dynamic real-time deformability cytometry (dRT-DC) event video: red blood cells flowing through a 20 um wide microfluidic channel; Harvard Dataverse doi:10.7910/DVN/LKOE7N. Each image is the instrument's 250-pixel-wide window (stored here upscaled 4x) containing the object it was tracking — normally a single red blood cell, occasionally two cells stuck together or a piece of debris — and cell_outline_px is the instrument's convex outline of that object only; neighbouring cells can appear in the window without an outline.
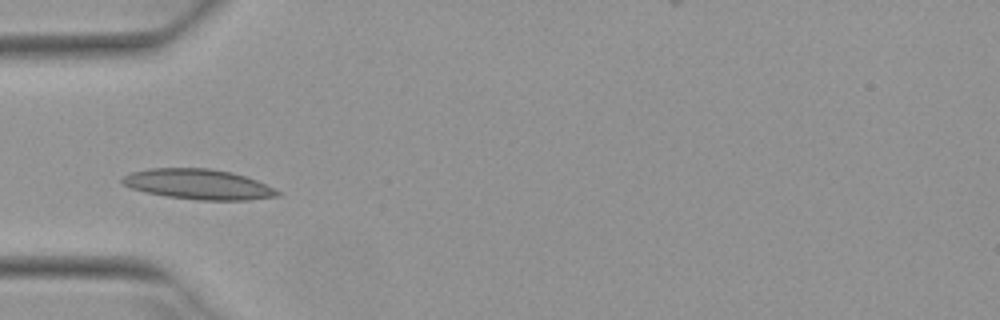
{"species": "Egyptian fruit bat (a non-hibernating species)", "species_latin": "Rousettus aegyptiacus", "temperature_condition": "warm", "stored_images_in_passage": 5, "camera_frame_rate_fps": 3000, "um_per_image_px": 0.085, "animal": {"sex": "female"}, "frame": {"image": 1, "passage_image": 3, "time_ms": 0.667, "image_size_px": [1000, 320], "cell_outline_px": [[280, 196], [248, 200], [196, 200], [168, 196], [144, 192], [132, 188], [124, 184], [120, 180], [124, 176], [132, 172], [148, 168], [208, 168], [232, 172], [256, 180], [280, 192]], "centroid_in_image_um": [16.85, 15.66], "position_along_channel_um": 68.2, "area_um2": 27.17}}
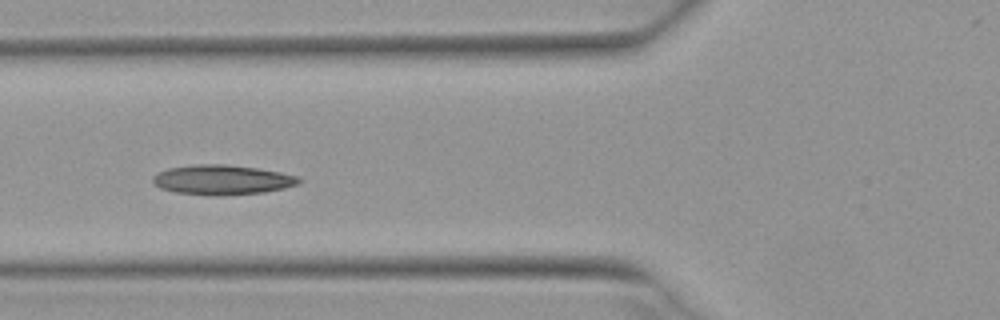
{"frame": {"image": 2, "passage_image": 4, "time_ms": 1.0, "image_size_px": [1000, 320], "cell_outline_px": [[304, 180], [300, 184], [284, 188], [264, 192], [220, 196], [208, 196], [176, 192], [160, 188], [152, 180], [152, 176], [156, 172], [168, 168], [196, 164], [224, 164], [256, 168], [280, 172], [296, 176]], "centroid_in_image_um": [18.88, 15.29], "position_along_channel_um": 106.9, "area_um2": 25.55}}
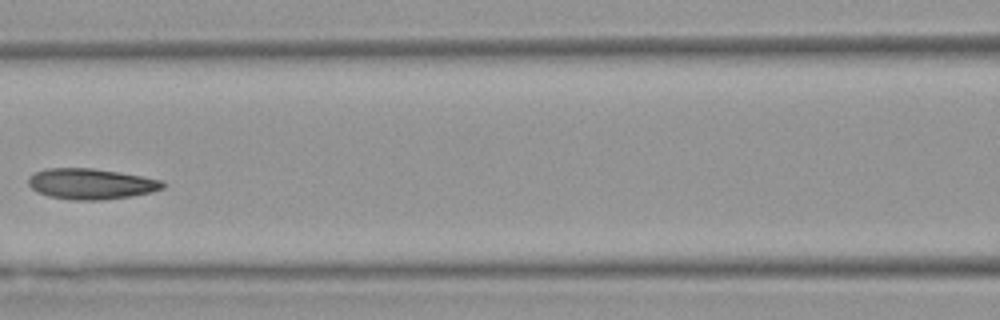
{"frame": {"image": 3, "passage_image": 5, "time_ms": 1.333, "image_size_px": [1000, 320], "cell_outline_px": [[164, 188], [152, 192], [132, 196], [100, 200], [72, 200], [48, 196], [36, 192], [28, 184], [28, 176], [36, 172], [48, 168], [92, 168], [120, 172], [164, 180]], "centroid_in_image_um": [7.74, 15.63], "position_along_channel_um": 158.9, "area_um2": 24.22}}